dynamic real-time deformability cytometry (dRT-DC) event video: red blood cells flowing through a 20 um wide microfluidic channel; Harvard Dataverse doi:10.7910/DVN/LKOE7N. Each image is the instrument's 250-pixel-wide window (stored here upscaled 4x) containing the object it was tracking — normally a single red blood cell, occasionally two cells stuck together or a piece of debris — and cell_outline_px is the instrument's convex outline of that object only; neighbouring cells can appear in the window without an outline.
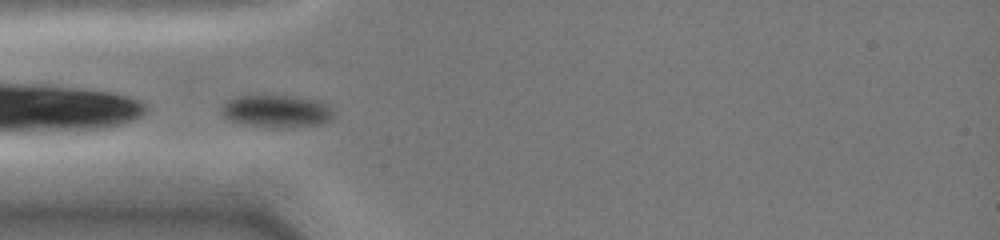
{"species": "common noctule bat (a hibernating species)", "species_latin": "Nyctalus noctula", "temperature_condition": "cold", "stored_images_in_passage": 30, "camera_frame_rate_fps": 3000, "um_per_image_px": 0.085, "animal": {"sex": "female", "body_mass_g": 19.0, "forearm_length_mm": 51.5}, "frame": {"image": 1, "passage_image": 1, "time_ms": 0.0, "image_size_px": [1000, 240], "cell_outline_px": [[332, 120], [320, 124], [288, 128], [272, 128], [244, 124], [232, 120], [224, 116], [220, 112], [220, 108], [228, 100], [236, 96], [296, 96], [320, 100], [328, 104], [332, 108]], "centroid_in_image_um": [23.55, 9.46], "position_along_channel_um": 61.5, "area_um2": 21.44}}
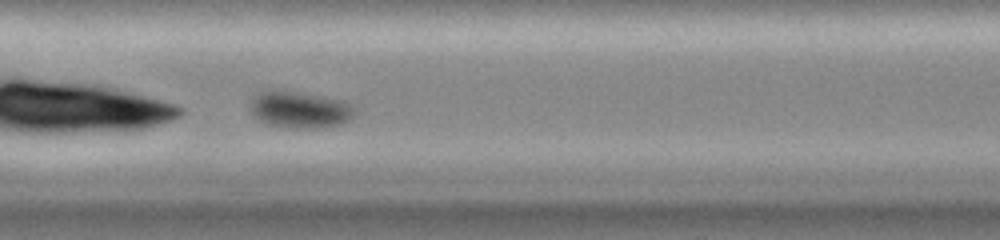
{"frame": {"image": 2, "passage_image": 10, "time_ms": 3.0, "image_size_px": [1000, 240], "cell_outline_px": [[356, 112], [348, 120], [340, 124], [324, 128], [288, 128], [268, 124], [252, 116], [248, 108], [252, 96], [260, 92], [296, 92], [324, 96], [344, 100], [352, 104], [356, 108]], "centroid_in_image_um": [25.5, 9.34], "position_along_channel_um": 181.9, "area_um2": 22.48}}
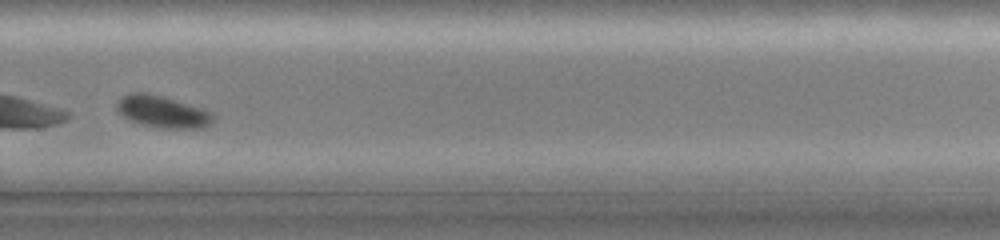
{"frame": {"image": 3, "passage_image": 20, "time_ms": 6.333, "image_size_px": [1000, 240], "cell_outline_px": [[216, 116], [204, 128], [164, 128], [140, 124], [124, 116], [116, 108], [116, 104], [124, 96], [132, 92], [148, 92], [164, 96], [204, 108], [212, 112]], "centroid_in_image_um": [13.86, 9.48], "position_along_channel_um": 315.9, "area_um2": 17.92}, "authors_computed_cell_mechanics": {"area_um2": 20.1433, "velocity_mm_per_s": 4.0245, "shape_relaxation_time_tau1_ms": 1.3232, "shape_relaxation_time_tau2_ms": null, "deformation_change_tau1": 0.0509, "deformation_change_tau2": null}}